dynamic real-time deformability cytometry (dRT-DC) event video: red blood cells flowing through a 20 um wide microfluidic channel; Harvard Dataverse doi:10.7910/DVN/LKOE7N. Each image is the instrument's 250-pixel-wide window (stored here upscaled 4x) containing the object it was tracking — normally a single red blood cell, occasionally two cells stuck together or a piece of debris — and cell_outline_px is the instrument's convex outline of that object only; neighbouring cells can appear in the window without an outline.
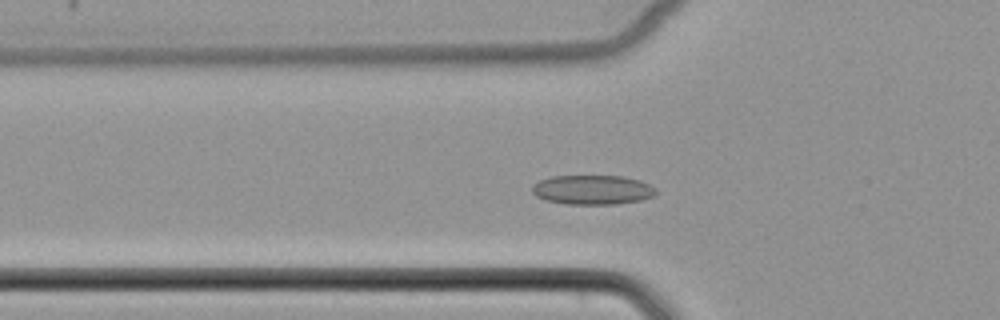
{"species": "common noctule bat (a hibernating species)", "species_latin": "Nyctalus noctula", "temperature_condition": "cold", "stored_images_in_passage": 46, "camera_frame_rate_fps": 3000, "um_per_image_px": 0.085, "animal": {"sex": "female", "body_mass_g": 22.7, "forearm_length_mm": 54.2}, "frame": {"image": 1, "passage_image": 11, "time_ms": 3.333, "image_size_px": [1000, 320], "cell_outline_px": [[656, 192], [652, 196], [640, 200], [616, 204], [568, 204], [544, 200], [536, 196], [532, 192], [532, 184], [540, 180], [552, 176], [624, 176], [640, 180], [656, 188]], "centroid_in_image_um": [50.34, 16.13], "position_along_channel_um": 75.5, "area_um2": 21.27}}
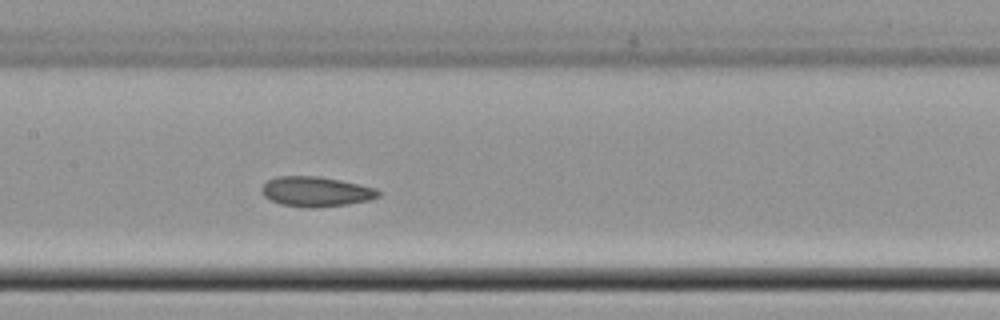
{"frame": {"image": 2, "passage_image": 19, "time_ms": 6.0, "image_size_px": [1000, 320], "cell_outline_px": [[380, 196], [368, 200], [348, 204], [280, 204], [264, 196], [260, 188], [268, 180], [276, 176], [320, 176], [340, 180], [376, 188], [380, 192]], "centroid_in_image_um": [26.86, 16.22], "position_along_channel_um": 180.5, "area_um2": 19.31}}
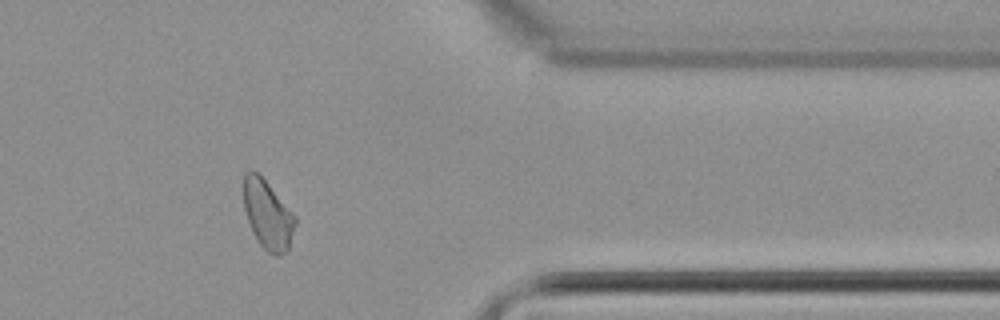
{"frame": {"image": 3, "passage_image": 36, "time_ms": 11.667, "image_size_px": [1000, 320], "cell_outline_px": [[296, 224], [288, 248], [280, 256], [276, 256], [268, 252], [260, 244], [252, 232], [244, 208], [244, 172], [260, 172], [296, 216]], "centroid_in_image_um": [22.76, 18.22], "position_along_channel_um": 388.6, "area_um2": 20.75}}